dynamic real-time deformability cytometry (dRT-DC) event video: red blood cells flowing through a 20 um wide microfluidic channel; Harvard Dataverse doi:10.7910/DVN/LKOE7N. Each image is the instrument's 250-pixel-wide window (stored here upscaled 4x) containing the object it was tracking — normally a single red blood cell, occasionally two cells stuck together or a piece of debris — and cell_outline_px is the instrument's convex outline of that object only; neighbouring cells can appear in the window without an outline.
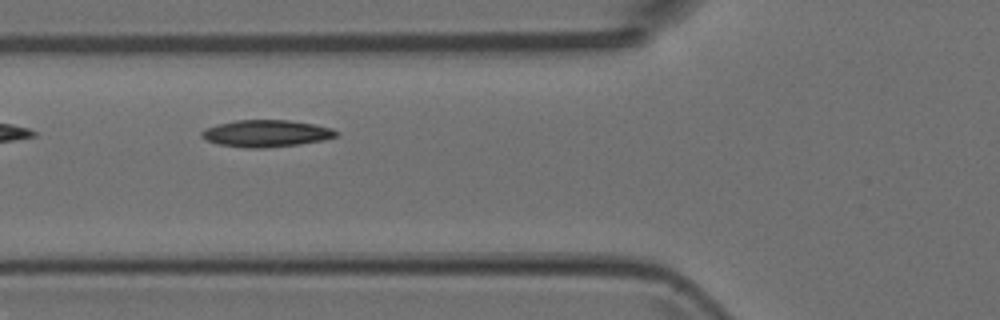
{"species": "Egyptian fruit bat (a non-hibernating species)", "species_latin": "Rousettus aegyptiacus", "temperature_condition": "room temperature", "stored_images_in_passage": 6, "camera_frame_rate_fps": 3000, "um_per_image_px": 0.085, "animal": {"sex": "female"}, "frame": {"image": 1, "passage_image": 4, "time_ms": 1.0, "image_size_px": [1000, 320], "cell_outline_px": [[340, 132], [336, 136], [324, 140], [300, 144], [264, 148], [244, 148], [220, 144], [208, 140], [200, 136], [200, 132], [204, 128], [236, 120], [288, 120], [312, 124], [332, 128]], "centroid_in_image_um": [22.64, 11.34], "position_along_channel_um": 103.2, "area_um2": 21.04}}
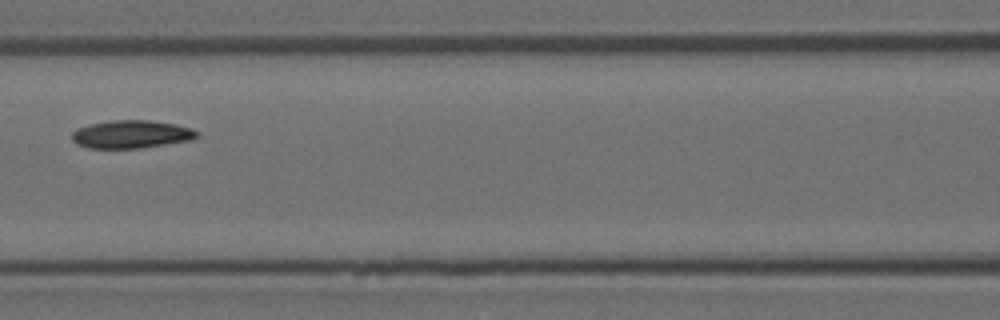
{"frame": {"image": 2, "passage_image": 5, "time_ms": 1.333, "image_size_px": [1000, 320], "cell_outline_px": [[200, 136], [192, 140], [140, 148], [88, 148], [76, 144], [72, 140], [72, 132], [76, 128], [92, 124], [112, 120], [148, 120], [176, 124], [192, 128], [200, 132]], "centroid_in_image_um": [11.19, 11.41], "position_along_channel_um": 155.4, "area_um2": 20.52}}
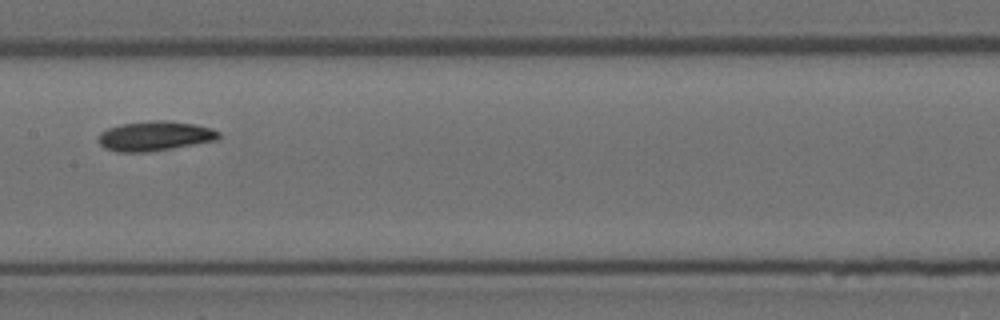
{"frame": {"image": 3, "passage_image": 6, "time_ms": 1.667, "image_size_px": [1000, 320], "cell_outline_px": [[220, 136], [216, 140], [148, 152], [120, 152], [104, 148], [100, 144], [100, 132], [108, 128], [120, 124], [152, 120], [168, 120], [196, 124], [212, 128], [220, 132]], "centroid_in_image_um": [13.17, 11.55], "position_along_channel_um": 194.2, "area_um2": 20.75}}